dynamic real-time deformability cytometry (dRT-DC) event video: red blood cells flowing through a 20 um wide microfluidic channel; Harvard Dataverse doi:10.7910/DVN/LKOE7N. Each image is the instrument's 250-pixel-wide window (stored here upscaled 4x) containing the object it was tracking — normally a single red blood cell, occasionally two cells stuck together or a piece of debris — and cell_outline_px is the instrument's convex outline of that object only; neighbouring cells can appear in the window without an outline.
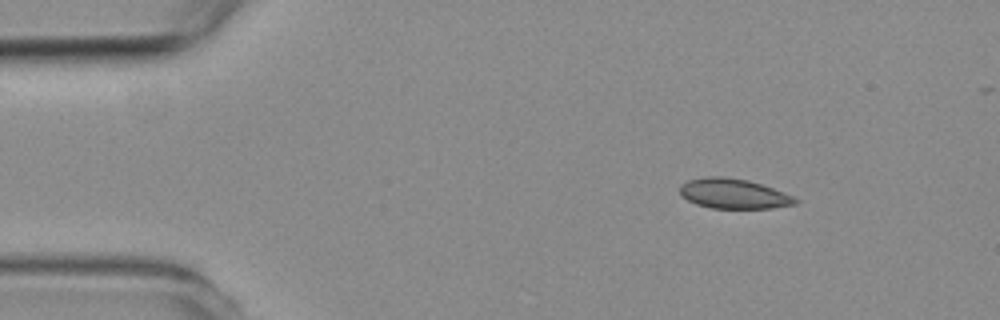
{"species": "common noctule bat (a hibernating species)", "species_latin": "Nyctalus noctula", "temperature_condition": "room temperature", "stored_images_in_passage": 4, "camera_frame_rate_fps": 3000, "um_per_image_px": 0.085, "animal": {"sex": "female", "body_mass_g": 19.3, "forearm_length_mm": 54.1}, "frame": {"image": 1, "passage_image": 1, "time_ms": 0.0, "image_size_px": [1000, 320], "cell_outline_px": [[800, 200], [796, 204], [772, 208], [712, 208], [696, 204], [688, 200], [680, 192], [680, 184], [688, 180], [708, 176], [720, 176], [748, 180], [784, 192]], "centroid_in_image_um": [62.36, 16.46], "position_along_channel_um": 22.6, "area_um2": 20.0}}